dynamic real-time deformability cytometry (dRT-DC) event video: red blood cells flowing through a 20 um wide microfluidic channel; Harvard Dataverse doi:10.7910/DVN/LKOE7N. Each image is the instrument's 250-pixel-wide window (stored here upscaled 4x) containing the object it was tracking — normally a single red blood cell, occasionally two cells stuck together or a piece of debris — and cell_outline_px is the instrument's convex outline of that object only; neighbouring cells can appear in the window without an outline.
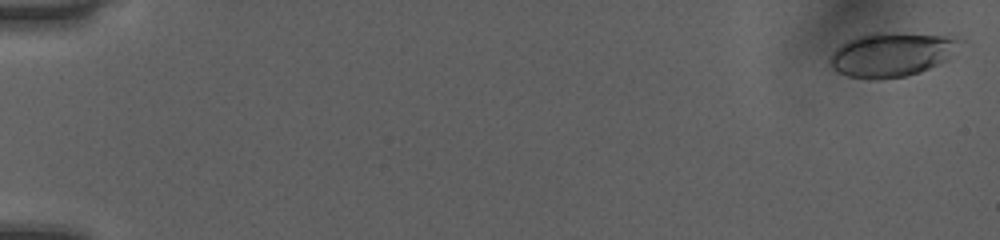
{"species": "human", "species_latin": "Homo sapiens", "temperature_condition": "room temperature", "stored_images_in_passage": 51, "camera_frame_rate_fps": 3000, "um_per_image_px": 0.085, "donor": {"sex": "female"}, "frame": {"image": 1, "passage_image": 1, "time_ms": 0.0, "image_size_px": [1000, 240], "cell_outline_px": [[956, 40], [948, 60], [920, 72], [904, 76], [872, 80], [848, 76], [836, 72], [828, 64], [828, 60], [836, 48], [840, 44], [856, 36], [872, 32], [896, 32], [944, 36]], "centroid_in_image_um": [75.64, 4.65], "position_along_channel_um": 9.4, "area_um2": 33.06}}
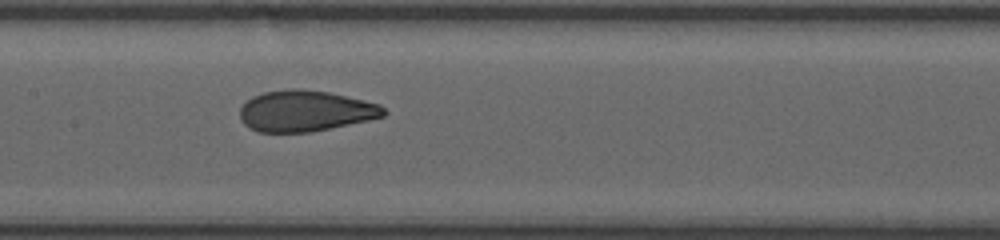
{"frame": {"image": 2, "passage_image": 27, "time_ms": 8.667, "image_size_px": [1000, 240], "cell_outline_px": [[388, 112], [384, 116], [368, 120], [308, 132], [260, 132], [248, 128], [240, 120], [240, 108], [252, 96], [264, 92], [288, 88], [296, 88], [328, 92], [364, 100], [380, 104]], "centroid_in_image_um": [25.93, 9.42], "position_along_channel_um": 181.5, "area_um2": 34.28}}
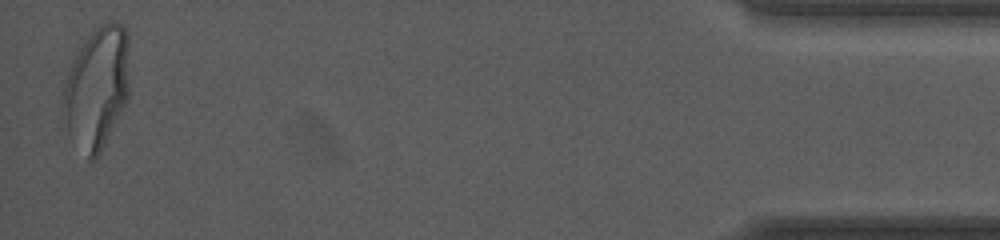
{"frame": {"image": 3, "passage_image": 51, "time_ms": 16.667, "image_size_px": [1000, 240], "cell_outline_px": [[128, 96], [96, 160], [88, 160], [68, 132], [60, 112], [60, 104], [68, 72], [80, 48], [88, 36], [100, 24], [108, 20], [112, 20], [120, 24], [124, 28], [128, 36]], "centroid_in_image_um": [8.2, 7.46], "position_along_channel_um": 427.0, "area_um2": 46.88}, "authors_computed_cell_mechanics": {"area_um2": 34.3332, "velocity_mm_per_s": 4.0548, "shape_relaxation_time_tau1_ms": 8.2877, "shape_relaxation_time_tau2_ms": 0.7041, "deformation_change_tau1": 0.2599, "deformation_change_tau2": 0.0635}}